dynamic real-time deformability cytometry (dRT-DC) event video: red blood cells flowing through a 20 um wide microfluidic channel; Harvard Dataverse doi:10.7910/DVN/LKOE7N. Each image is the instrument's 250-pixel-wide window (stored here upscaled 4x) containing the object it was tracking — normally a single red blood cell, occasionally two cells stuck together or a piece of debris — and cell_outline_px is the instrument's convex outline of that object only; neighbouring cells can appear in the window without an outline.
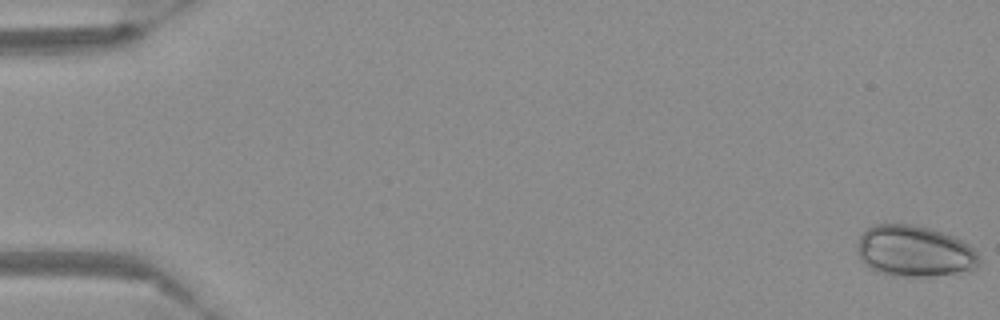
{"species": "Egyptian fruit bat (a non-hibernating species)", "species_latin": "Rousettus aegyptiacus", "temperature_condition": "warm", "stored_images_in_passage": 56, "camera_frame_rate_fps": 3000, "um_per_image_px": 0.085, "frame": {"image": 1, "passage_image": 1, "time_ms": 0.0, "image_size_px": [1000, 320], "cell_outline_px": [[980, 260], [976, 268], [956, 272], [928, 276], [888, 276], [876, 272], [868, 268], [864, 264], [860, 256], [860, 236], [872, 224], [912, 224], [928, 228], [952, 236], [968, 244], [980, 256]], "centroid_in_image_um": [77.71, 21.36], "position_along_channel_um": 7.3, "area_um2": 35.95}}
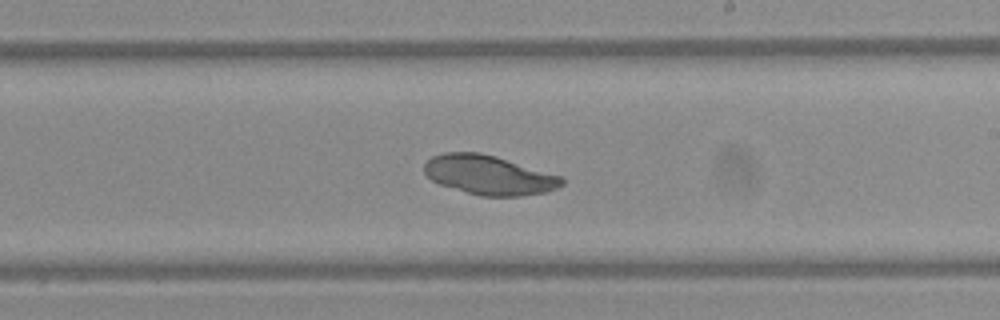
{"frame": {"image": 2, "passage_image": 34, "time_ms": 11.0, "image_size_px": [1000, 320], "cell_outline_px": [[564, 184], [556, 188], [544, 192], [520, 196], [480, 196], [440, 184], [432, 180], [424, 172], [424, 164], [432, 156], [444, 152], [480, 152], [496, 156], [564, 176]], "centroid_in_image_um": [41.59, 14.86], "position_along_channel_um": 247.4, "area_um2": 31.62}}
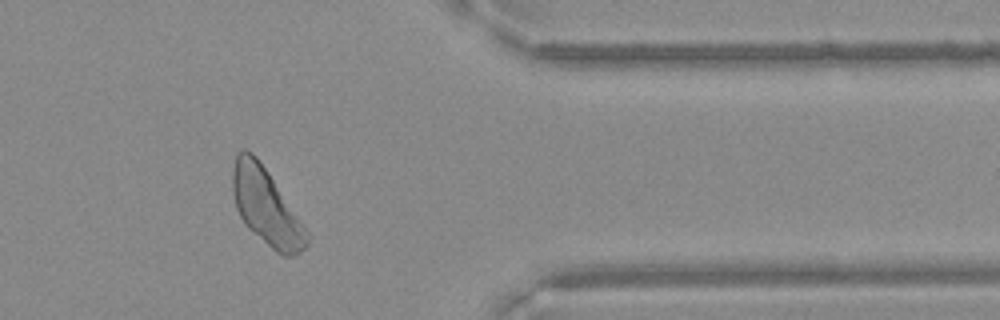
{"frame": {"image": 3, "passage_image": 47, "time_ms": 15.333, "image_size_px": [1000, 320], "cell_outline_px": [[308, 244], [300, 252], [292, 256], [284, 256], [276, 252], [248, 228], [240, 216], [236, 208], [232, 192], [232, 168], [236, 152], [240, 148], [244, 148], [252, 152], [256, 156], [304, 224], [308, 232]], "centroid_in_image_um": [22.6, 17.55], "position_along_channel_um": 388.8, "area_um2": 32.95}}